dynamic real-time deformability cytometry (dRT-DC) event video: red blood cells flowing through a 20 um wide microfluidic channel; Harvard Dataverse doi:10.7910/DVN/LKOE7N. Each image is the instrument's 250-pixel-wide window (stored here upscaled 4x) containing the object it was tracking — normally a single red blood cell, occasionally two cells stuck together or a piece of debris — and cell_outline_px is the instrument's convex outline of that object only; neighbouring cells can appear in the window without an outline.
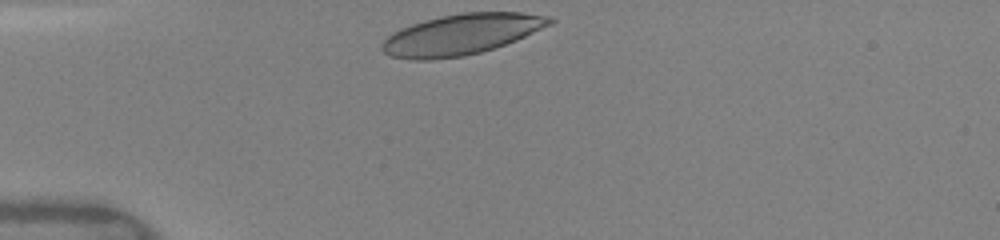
{"species": "human", "species_latin": "Homo sapiens", "temperature_condition": "warm", "stored_images_in_passage": 29, "camera_frame_rate_fps": 3000, "um_per_image_px": 0.085, "donor": {"sex": "female"}, "frame": {"image": 1, "passage_image": 1, "time_ms": 0.0, "image_size_px": [1000, 240], "cell_outline_px": [[556, 20], [552, 24], [516, 40], [480, 52], [464, 56], [428, 60], [412, 60], [392, 56], [384, 52], [380, 48], [380, 44], [388, 36], [400, 28], [424, 20], [440, 16], [464, 12], [524, 12], [552, 16]], "centroid_in_image_um": [39.23, 2.91], "position_along_channel_um": 45.8, "area_um2": 39.82}}
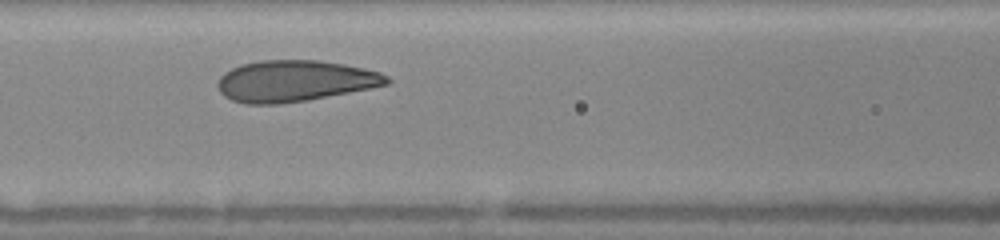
{"frame": {"image": 2, "passage_image": 10, "time_ms": 3.0, "image_size_px": [1000, 240], "cell_outline_px": [[392, 80], [388, 84], [308, 100], [276, 104], [244, 104], [232, 100], [224, 96], [220, 92], [216, 84], [220, 76], [224, 72], [240, 64], [260, 60], [320, 60], [344, 64], [364, 68], [380, 72], [388, 76]], "centroid_in_image_um": [25.02, 6.87], "position_along_channel_um": 141.6, "area_um2": 40.75}}
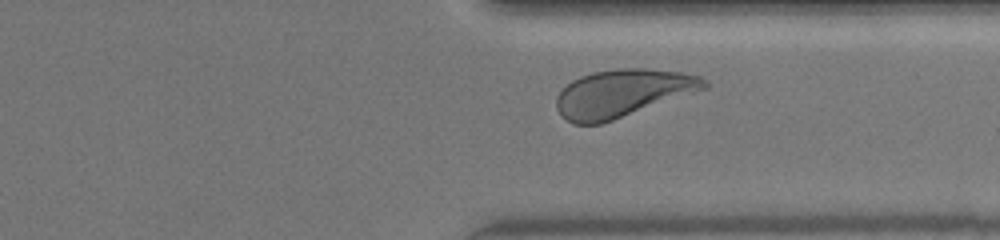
{"frame": {"image": 3, "passage_image": 26, "time_ms": 8.333, "image_size_px": [1000, 240], "cell_outline_px": [[708, 88], [600, 124], [572, 124], [560, 116], [556, 108], [556, 96], [572, 80], [580, 76], [592, 72], [616, 68], [644, 68], [684, 72], [700, 76], [708, 80]], "centroid_in_image_um": [52.91, 7.91], "position_along_channel_um": 358.5, "area_um2": 41.15}, "authors_computed_cell_mechanics": {"area_um2": 40.3444, "velocity_mm_per_s": 4.0674, "shape_relaxation_time_tau1_ms": 2.1063, "shape_relaxation_time_tau2_ms": 0.6588, "deformation_change_tau1": 0.1407, "deformation_change_tau2": 0.0651}}